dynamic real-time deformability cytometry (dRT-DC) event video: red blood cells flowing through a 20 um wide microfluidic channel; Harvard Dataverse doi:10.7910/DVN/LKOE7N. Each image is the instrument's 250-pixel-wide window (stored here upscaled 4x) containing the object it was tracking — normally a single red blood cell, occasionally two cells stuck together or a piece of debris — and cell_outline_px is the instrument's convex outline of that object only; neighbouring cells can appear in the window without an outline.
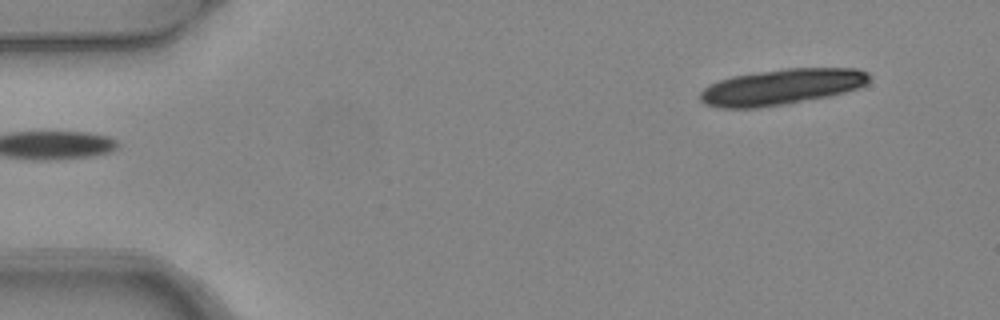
{"species": "common noctule bat (a hibernating species)", "species_latin": "Nyctalus noctula", "temperature_condition": "warm", "stored_images_in_passage": 6, "segment_of_instrument_passage": [2, 2], "camera_frame_rate_fps": 3000, "um_per_image_px": 0.085, "animal": {"sex": "female", "body_mass_g": 24.6, "forearm_length_mm": 56.2}, "frame": {"image": 1, "passage_image": 6, "time_ms": 1.667, "image_size_px": [1000, 320], "cell_outline_px": [[868, 84], [860, 88], [828, 96], [788, 104], [756, 108], [720, 108], [704, 104], [700, 100], [700, 92], [704, 88], [720, 80], [732, 76], [788, 68], [860, 68], [868, 72]], "centroid_in_image_um": [66.46, 7.39], "position_along_channel_um": 18.5, "area_um2": 35.32}}